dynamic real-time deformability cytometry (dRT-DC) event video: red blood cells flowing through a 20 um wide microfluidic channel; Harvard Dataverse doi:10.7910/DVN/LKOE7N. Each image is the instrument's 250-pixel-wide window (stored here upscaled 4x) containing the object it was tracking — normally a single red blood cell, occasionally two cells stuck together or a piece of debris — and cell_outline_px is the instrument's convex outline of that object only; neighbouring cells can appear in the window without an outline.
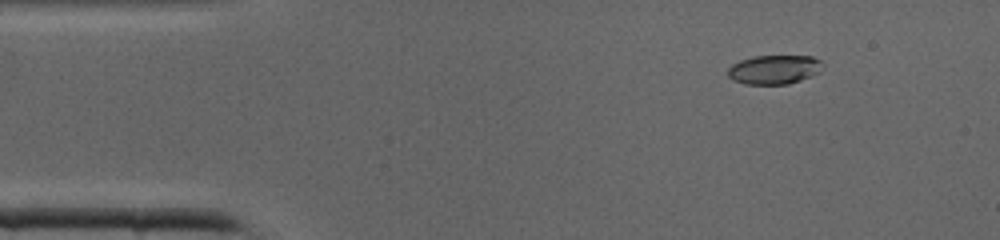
{"species": "common noctule bat (a hibernating species)", "species_latin": "Nyctalus noctula", "temperature_condition": "cold", "stored_images_in_passage": 38, "camera_frame_rate_fps": 3000, "um_per_image_px": 0.085, "animal": {"sex": "male", "body_mass_g": 19.0, "forearm_length_mm": 50.8}, "frame": {"image": 1, "passage_image": 2, "time_ms": 0.333, "image_size_px": [1000, 240], "cell_outline_px": [[824, 64], [820, 72], [812, 76], [788, 84], [744, 84], [732, 80], [728, 76], [728, 68], [732, 64], [740, 60], [752, 56], [812, 56], [820, 60]], "centroid_in_image_um": [65.81, 5.91], "position_along_channel_um": 19.2, "area_um2": 16.24}}
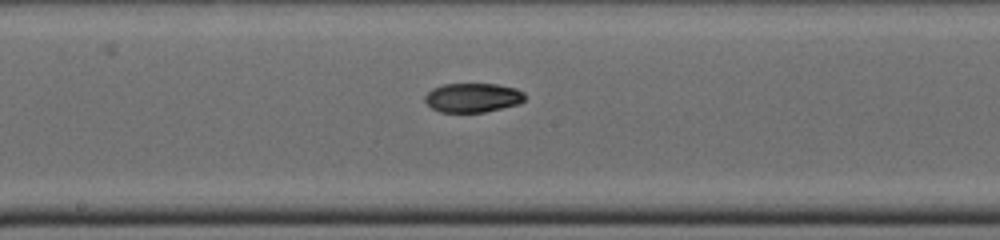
{"frame": {"image": 2, "passage_image": 18, "time_ms": 5.667, "image_size_px": [1000, 240], "cell_outline_px": [[524, 100], [520, 104], [484, 112], [440, 112], [432, 108], [424, 100], [424, 96], [432, 88], [444, 84], [496, 84], [516, 88], [524, 92]], "centroid_in_image_um": [40.18, 8.3], "position_along_channel_um": 208.0, "area_um2": 17.05}}
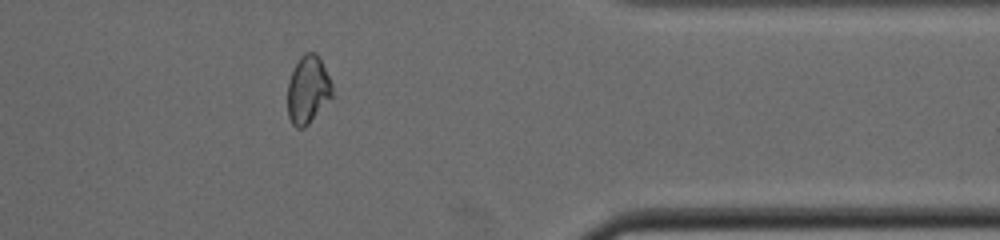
{"frame": {"image": 3, "passage_image": 30, "time_ms": 9.667, "image_size_px": [1000, 240], "cell_outline_px": [[332, 96], [308, 124], [304, 128], [296, 128], [292, 124], [288, 116], [288, 80], [300, 56], [304, 52], [316, 52], [332, 84]], "centroid_in_image_um": [26.15, 7.63], "position_along_channel_um": 385.3, "area_um2": 17.4}}